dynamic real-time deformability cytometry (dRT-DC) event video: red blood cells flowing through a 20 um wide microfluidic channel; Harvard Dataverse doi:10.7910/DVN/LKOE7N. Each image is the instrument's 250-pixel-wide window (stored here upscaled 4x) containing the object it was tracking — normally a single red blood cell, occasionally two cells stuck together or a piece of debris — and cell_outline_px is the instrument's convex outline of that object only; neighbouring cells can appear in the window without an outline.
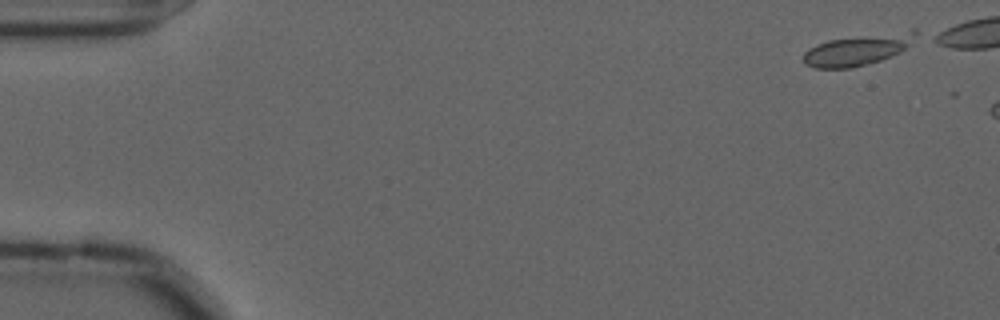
{"species": "common noctule bat (a hibernating species)", "species_latin": "Nyctalus noctula", "temperature_condition": "cold", "stored_images_in_passage": 6, "camera_frame_rate_fps": 3000, "um_per_image_px": 0.085, "animal": {"sex": "male", "forearm_length_mm": 52.5}, "frame": {"image": 1, "passage_image": 1, "time_ms": 0.0, "image_size_px": [1000, 320], "cell_outline_px": [[916, 32], [908, 44], [900, 52], [892, 56], [880, 60], [852, 68], [816, 68], [804, 64], [804, 52], [808, 48], [816, 44], [828, 40], [912, 28], [916, 28]], "centroid_in_image_um": [72.9, 4.21], "position_along_channel_um": 12.1, "area_um2": 20.29}}